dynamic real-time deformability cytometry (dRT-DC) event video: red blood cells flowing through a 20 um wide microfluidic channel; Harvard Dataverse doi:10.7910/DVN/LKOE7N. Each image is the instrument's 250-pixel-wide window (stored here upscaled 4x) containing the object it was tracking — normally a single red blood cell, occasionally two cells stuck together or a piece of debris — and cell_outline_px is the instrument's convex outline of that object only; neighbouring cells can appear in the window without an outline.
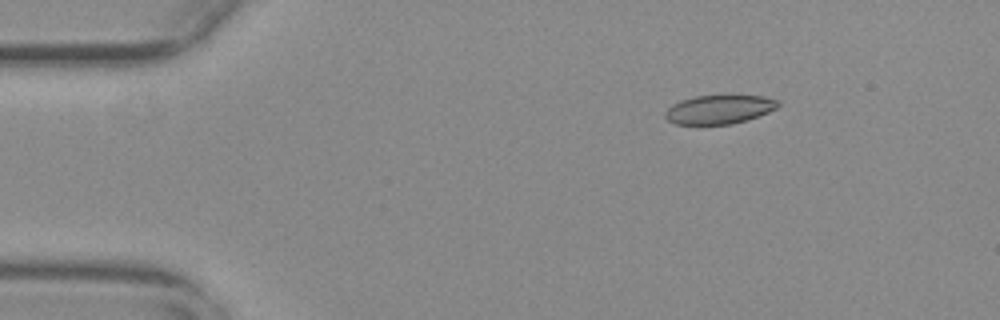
{"species": "common noctule bat (a hibernating species)", "species_latin": "Nyctalus noctula", "temperature_condition": "warm", "stored_images_in_passage": 55, "camera_frame_rate_fps": 3000, "um_per_image_px": 0.085, "animal": {"sex": "female", "body_mass_g": 29.2, "forearm_length_mm": 56.3}, "frame": {"image": 1, "passage_image": 9, "time_ms": 2.667, "image_size_px": [1000, 320], "cell_outline_px": [[780, 104], [776, 108], [760, 116], [748, 120], [732, 124], [676, 124], [668, 120], [664, 116], [664, 112], [672, 104], [680, 100], [696, 96], [728, 92], [764, 96], [780, 100]], "centroid_in_image_um": [61.19, 9.24], "position_along_channel_um": 23.8, "area_um2": 20.0}}
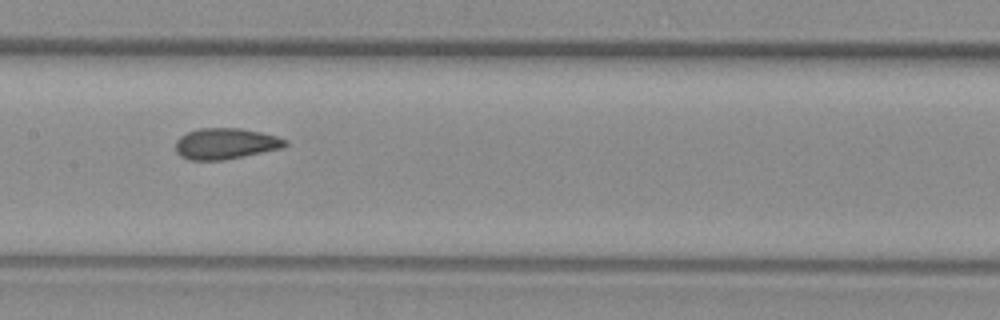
{"frame": {"image": 2, "passage_image": 28, "time_ms": 9.0, "image_size_px": [1000, 320], "cell_outline_px": [[288, 144], [284, 148], [224, 160], [188, 160], [180, 156], [176, 152], [176, 140], [180, 136], [188, 132], [200, 128], [240, 128], [260, 132], [276, 136], [288, 140]], "centroid_in_image_um": [19.18, 12.21], "position_along_channel_um": 188.2, "area_um2": 19.94}}
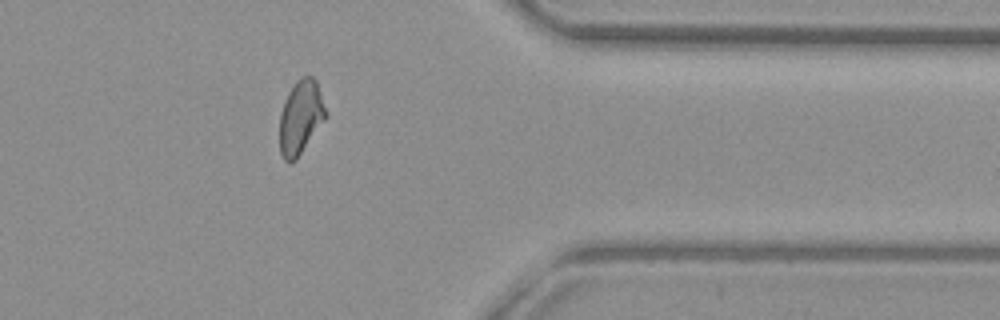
{"frame": {"image": 3, "passage_image": 45, "time_ms": 14.667, "image_size_px": [1000, 320], "cell_outline_px": [[324, 120], [296, 160], [288, 164], [284, 160], [280, 152], [280, 112], [284, 100], [288, 92], [296, 80], [304, 76], [312, 76], [316, 80], [324, 108]], "centroid_in_image_um": [25.5, 9.98], "position_along_channel_um": 385.9, "area_um2": 19.48}, "authors_computed_cell_mechanics": {"area_um2": 19.941, "velocity_mm_per_s": 3.7907, "shape_relaxation_time_tau1_ms": null, "shape_relaxation_time_tau2_ms": 1.1396, "deformation_change_tau1": null, "deformation_change_tau2": 0.0676}}